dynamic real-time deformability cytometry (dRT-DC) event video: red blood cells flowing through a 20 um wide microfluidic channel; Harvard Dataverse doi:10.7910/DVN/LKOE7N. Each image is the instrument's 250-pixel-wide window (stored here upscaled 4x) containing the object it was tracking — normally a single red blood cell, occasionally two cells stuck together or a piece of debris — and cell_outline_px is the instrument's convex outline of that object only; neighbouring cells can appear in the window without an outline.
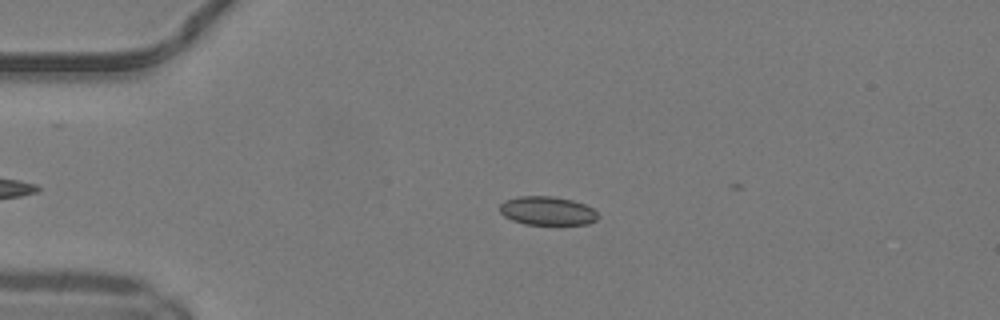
{"species": "common noctule bat (a hibernating species)", "species_latin": "Nyctalus noctula", "temperature_condition": "warm", "stored_images_in_passage": 11, "camera_frame_rate_fps": 3000, "um_per_image_px": 0.085, "animal": {"sex": "male", "body_mass_g": 19.2, "forearm_length_mm": 51.8}, "frame": {"image": 1, "passage_image": 7, "time_ms": 2.0, "image_size_px": [1000, 320], "cell_outline_px": [[600, 216], [596, 220], [588, 224], [524, 224], [512, 220], [504, 216], [500, 212], [500, 204], [504, 200], [516, 196], [552, 196], [572, 200], [584, 204], [592, 208]], "centroid_in_image_um": [46.5, 17.91], "position_along_channel_um": 38.5, "area_um2": 16.47}}